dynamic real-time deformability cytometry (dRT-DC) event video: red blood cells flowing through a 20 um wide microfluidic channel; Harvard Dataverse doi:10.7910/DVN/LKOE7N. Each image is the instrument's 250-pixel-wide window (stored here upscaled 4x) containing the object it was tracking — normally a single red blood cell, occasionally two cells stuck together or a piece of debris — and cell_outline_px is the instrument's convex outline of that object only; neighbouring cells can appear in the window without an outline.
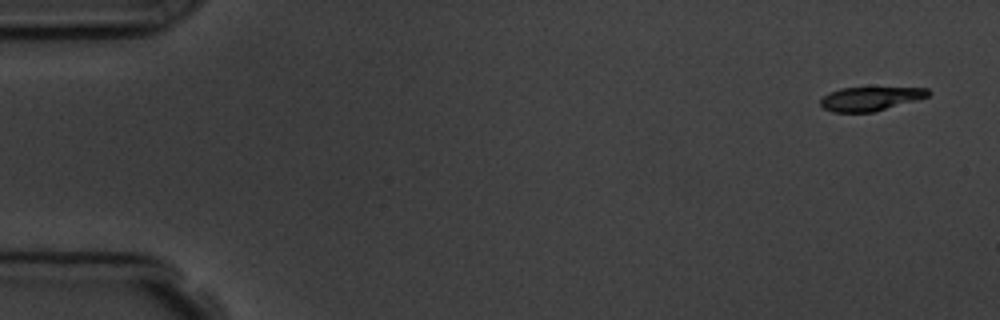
{"species": "common noctule bat (a hibernating species)", "species_latin": "Nyctalus noctula", "temperature_condition": "room temperature", "stored_images_in_passage": 6, "camera_frame_rate_fps": 3000, "um_per_image_px": 0.085, "animal": {"sex": "male", "body_mass_g": 19.5, "forearm_length_mm": 54.6}, "frame": {"image": 1, "passage_image": 1, "time_ms": 0.0, "image_size_px": [1000, 320], "cell_outline_px": [[932, 92], [928, 96], [916, 100], [872, 112], [832, 112], [824, 108], [820, 104], [820, 100], [828, 92], [840, 88], [928, 88]], "centroid_in_image_um": [73.95, 8.39], "position_along_channel_um": 11.0, "area_um2": 14.8}}